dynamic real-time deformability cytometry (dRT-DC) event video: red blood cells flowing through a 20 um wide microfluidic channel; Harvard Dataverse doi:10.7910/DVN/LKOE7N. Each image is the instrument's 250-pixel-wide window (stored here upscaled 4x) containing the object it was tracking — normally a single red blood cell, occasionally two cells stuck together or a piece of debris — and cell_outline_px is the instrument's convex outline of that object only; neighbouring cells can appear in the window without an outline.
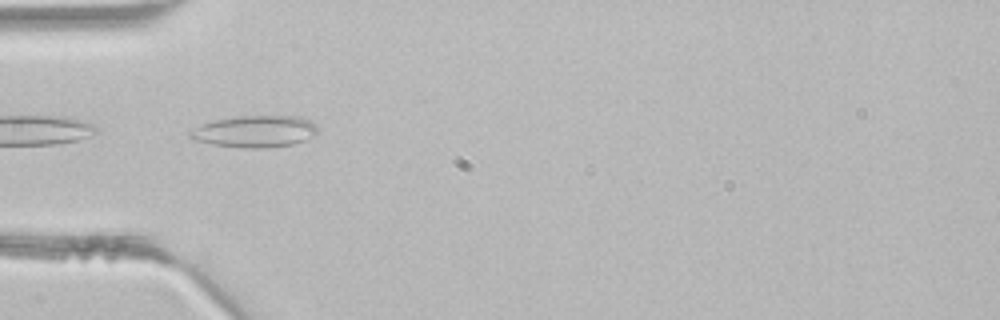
{"species": "common noctule bat (a hibernating species)", "species_latin": "Nyctalus noctula", "temperature_condition": "room temperature", "stored_images_in_passage": 2, "camera_frame_rate_fps": 3000, "um_per_image_px": 0.085, "animal": {"sex": "male", "body_mass_g": 21.5, "forearm_length_mm": 52.0}, "frame": {"image": 1, "passage_image": 2, "time_ms": 0.333, "image_size_px": [1000, 320], "cell_outline_px": [[316, 132], [312, 136], [304, 140], [292, 144], [268, 148], [244, 148], [212, 144], [196, 140], [188, 136], [188, 132], [200, 124], [212, 120], [232, 116], [300, 116], [312, 120], [316, 124]], "centroid_in_image_um": [21.65, 11.16], "position_along_channel_um": 63.4, "area_um2": 23.81}}